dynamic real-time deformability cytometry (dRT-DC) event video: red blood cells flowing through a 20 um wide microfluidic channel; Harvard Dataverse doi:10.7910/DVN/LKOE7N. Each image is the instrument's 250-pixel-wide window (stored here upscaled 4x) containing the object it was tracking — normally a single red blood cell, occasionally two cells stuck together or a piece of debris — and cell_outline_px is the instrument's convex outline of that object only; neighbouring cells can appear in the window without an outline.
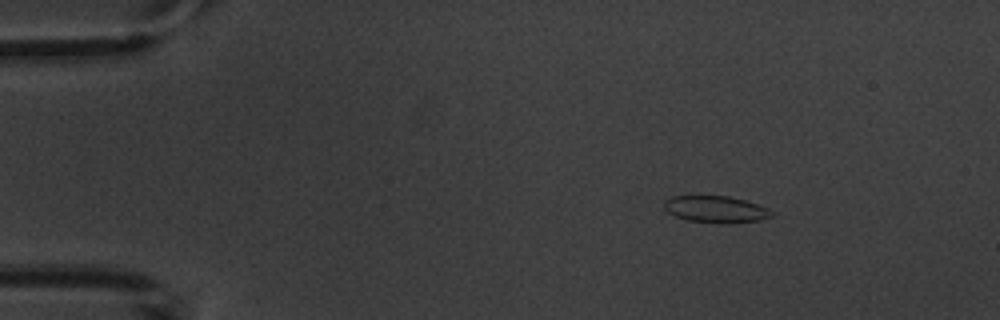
{"species": "common noctule bat (a hibernating species)", "species_latin": "Nyctalus noctula", "temperature_condition": "warm", "stored_images_in_passage": 6, "camera_frame_rate_fps": 3000, "um_per_image_px": 0.085, "animal": {"sex": "male", "body_mass_g": 20.1, "forearm_length_mm": 53.5}, "frame": {"image": 1, "passage_image": 2, "time_ms": 1.0, "image_size_px": [1000, 320], "cell_outline_px": [[776, 212], [772, 216], [760, 220], [728, 224], [688, 220], [676, 216], [668, 212], [664, 208], [664, 200], [672, 196], [728, 196], [744, 200], [768, 208]], "centroid_in_image_um": [60.87, 17.79], "position_along_channel_um": 24.1, "area_um2": 16.76}}
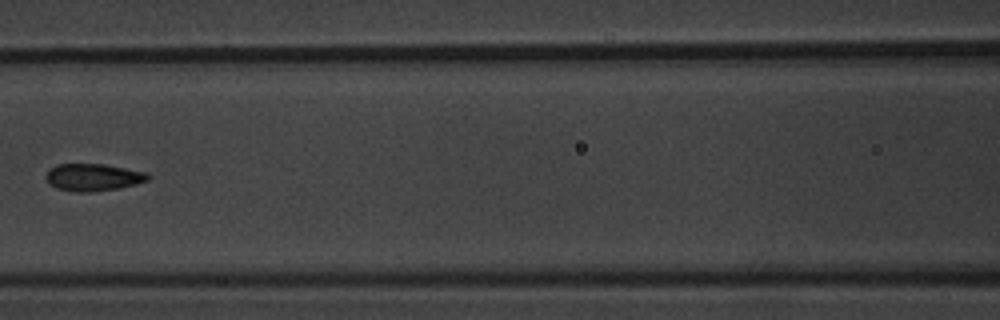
{"frame": {"image": 2, "passage_image": 6, "time_ms": 6.667, "image_size_px": [1000, 320], "cell_outline_px": [[152, 176], [148, 180], [136, 184], [120, 188], [92, 192], [72, 192], [56, 188], [44, 176], [48, 168], [56, 164], [104, 164], [148, 172]], "centroid_in_image_um": [7.93, 15.06], "position_along_channel_um": 158.7, "area_um2": 16.47}}